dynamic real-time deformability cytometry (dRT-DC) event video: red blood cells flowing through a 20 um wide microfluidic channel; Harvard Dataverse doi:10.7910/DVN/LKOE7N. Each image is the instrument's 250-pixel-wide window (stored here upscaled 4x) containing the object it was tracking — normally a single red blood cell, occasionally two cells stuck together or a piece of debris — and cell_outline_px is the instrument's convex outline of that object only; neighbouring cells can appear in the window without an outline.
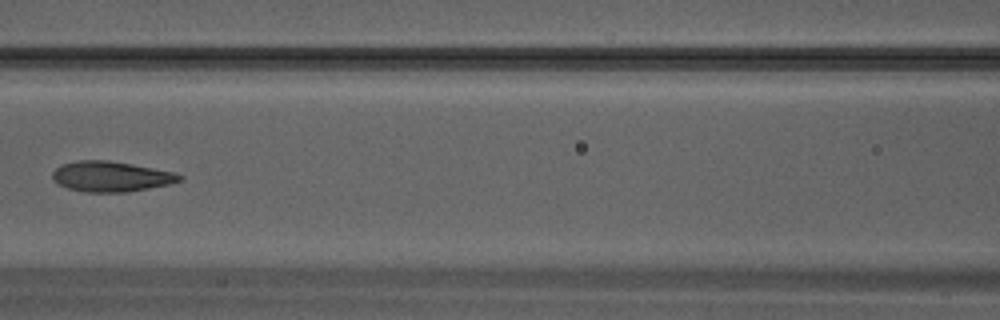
{"species": "Egyptian fruit bat (a non-hibernating species)", "species_latin": "Rousettus aegyptiacus", "temperature_condition": "warm", "stored_images_in_passage": 17, "camera_frame_rate_fps": 3000, "um_per_image_px": 0.085, "animal": {"sex": "male"}, "frame": {"image": 1, "passage_image": 7, "time_ms": 2.0, "image_size_px": [1000, 320], "cell_outline_px": [[184, 180], [172, 184], [124, 192], [88, 192], [68, 188], [60, 184], [52, 176], [52, 172], [60, 164], [80, 160], [108, 160], [132, 164], [172, 172], [184, 176]], "centroid_in_image_um": [9.47, 14.99], "position_along_channel_um": 157.1, "area_um2": 22.31}}
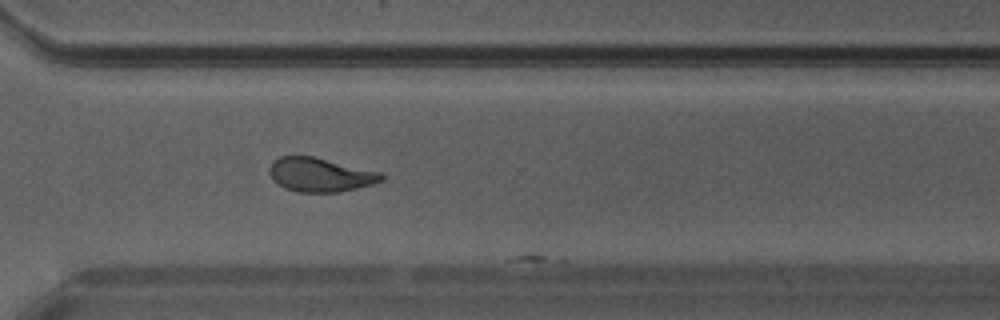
{"frame": {"image": 2, "passage_image": 16, "time_ms": 5.0, "image_size_px": [1000, 320], "cell_outline_px": [[384, 176], [380, 180], [372, 184], [356, 188], [336, 192], [300, 192], [284, 188], [272, 180], [268, 172], [268, 168], [280, 156], [312, 156], [380, 172]], "centroid_in_image_um": [27.16, 14.86], "position_along_channel_um": 343.4, "area_um2": 21.85}}